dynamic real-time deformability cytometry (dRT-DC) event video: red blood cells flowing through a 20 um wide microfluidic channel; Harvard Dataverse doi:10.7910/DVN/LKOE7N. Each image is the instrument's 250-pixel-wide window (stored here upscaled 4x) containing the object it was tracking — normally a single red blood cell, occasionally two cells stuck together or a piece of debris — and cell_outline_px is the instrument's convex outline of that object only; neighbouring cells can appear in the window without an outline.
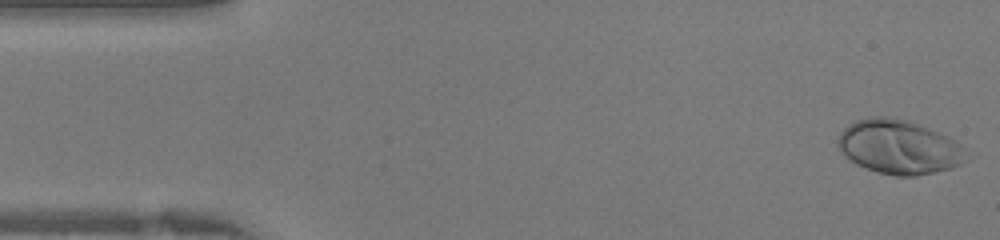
{"species": "human", "species_latin": "Homo sapiens", "temperature_condition": "warm", "stored_images_in_passage": 41, "camera_frame_rate_fps": 3000, "um_per_image_px": 0.085, "donor": {"sex": "female"}, "frame": {"image": 1, "passage_image": 1, "time_ms": 0.0, "image_size_px": [1000, 240], "cell_outline_px": [[976, 156], [952, 168], [912, 176], [896, 176], [876, 172], [856, 164], [840, 152], [836, 140], [840, 132], [848, 124], [856, 120], [872, 116], [884, 116], [908, 120], [940, 132], [948, 136], [976, 152]], "centroid_in_image_um": [76.51, 12.49], "position_along_channel_um": 8.5, "area_um2": 41.5}}
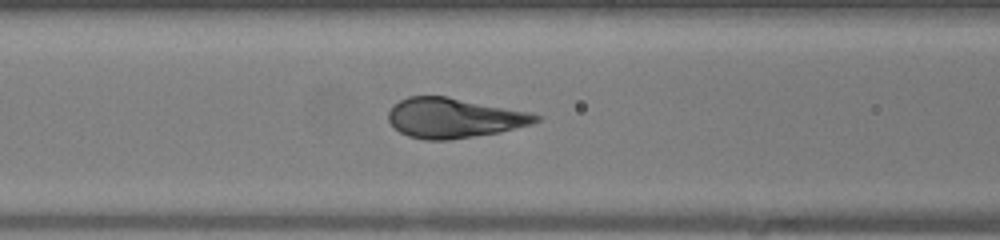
{"frame": {"image": 2, "passage_image": 16, "time_ms": 5.0, "image_size_px": [1000, 240], "cell_outline_px": [[544, 116], [540, 120], [532, 124], [500, 132], [448, 140], [424, 140], [408, 136], [400, 132], [388, 120], [388, 112], [392, 104], [408, 96], [444, 96], [528, 112]], "centroid_in_image_um": [38.56, 10.03], "position_along_channel_um": 128.0, "area_um2": 34.1}}
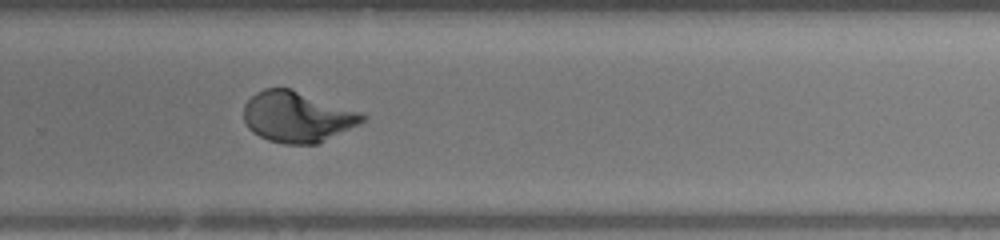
{"frame": {"image": 3, "passage_image": 27, "time_ms": 8.667, "image_size_px": [1000, 240], "cell_outline_px": [[368, 120], [360, 124], [316, 144], [284, 144], [268, 140], [252, 132], [244, 124], [244, 104], [256, 92], [264, 88], [288, 88], [360, 112], [368, 116]], "centroid_in_image_um": [25.25, 9.94], "position_along_channel_um": 304.6, "area_um2": 34.91}}